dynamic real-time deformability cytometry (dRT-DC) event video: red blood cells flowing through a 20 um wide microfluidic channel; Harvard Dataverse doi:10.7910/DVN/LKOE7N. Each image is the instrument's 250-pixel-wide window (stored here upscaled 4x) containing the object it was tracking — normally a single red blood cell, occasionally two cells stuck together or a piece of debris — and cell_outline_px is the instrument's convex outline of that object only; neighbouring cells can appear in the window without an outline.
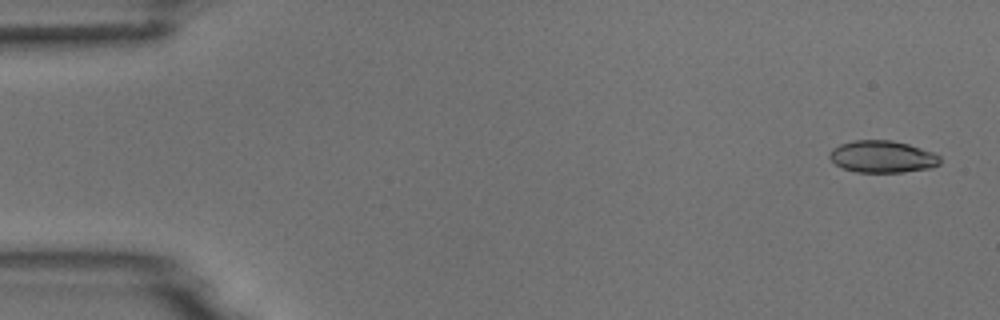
{"species": "common noctule bat (a hibernating species)", "species_latin": "Nyctalus noctula", "temperature_condition": "room temperature", "stored_images_in_passage": 4, "camera_frame_rate_fps": 3000, "um_per_image_px": 0.085, "animal": {"sex": "male", "body_mass_g": 18.8}, "frame": {"image": 1, "passage_image": 1, "time_ms": 0.0, "image_size_px": [1000, 320], "cell_outline_px": [[940, 164], [932, 168], [904, 172], [856, 172], [844, 168], [836, 164], [828, 156], [828, 152], [832, 148], [840, 144], [852, 140], [892, 140], [908, 144], [932, 152], [940, 156]], "centroid_in_image_um": [74.99, 13.31], "position_along_channel_um": 10.0, "area_um2": 20.69}}